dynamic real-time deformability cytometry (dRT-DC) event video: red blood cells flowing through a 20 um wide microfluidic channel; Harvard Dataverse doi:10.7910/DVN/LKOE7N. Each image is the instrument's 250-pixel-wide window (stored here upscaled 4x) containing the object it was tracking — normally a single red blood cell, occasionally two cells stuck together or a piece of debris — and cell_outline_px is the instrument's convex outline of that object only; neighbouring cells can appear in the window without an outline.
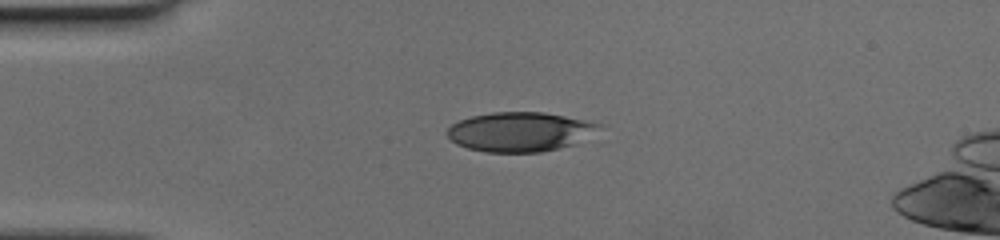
{"species": "human", "species_latin": "Homo sapiens", "temperature_condition": "cold", "stored_images_in_passage": 13, "camera_frame_rate_fps": 3000, "um_per_image_px": 0.085, "donor": {"sex": "female"}, "frame": {"image": 1, "passage_image": 1, "time_ms": 0.0, "image_size_px": [1000, 240], "cell_outline_px": [[604, 124], [576, 144], [560, 148], [540, 152], [484, 152], [468, 148], [456, 144], [448, 136], [448, 128], [452, 124], [460, 120], [472, 116], [492, 112], [544, 112]], "centroid_in_image_um": [44.18, 11.2], "position_along_channel_um": 40.8, "area_um2": 34.62}}
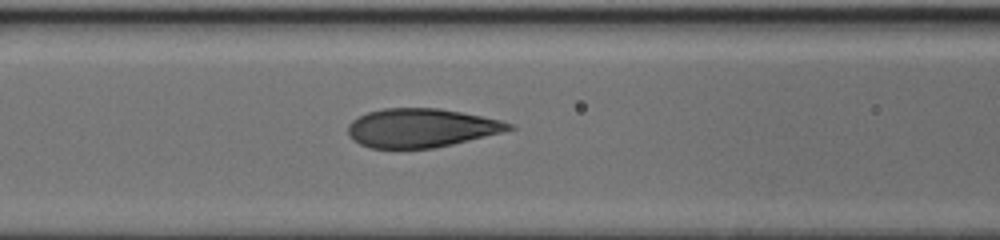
{"frame": {"image": 2, "passage_image": 10, "time_ms": 3.0, "image_size_px": [1000, 240], "cell_outline_px": [[516, 128], [452, 144], [432, 148], [368, 148], [352, 140], [348, 136], [348, 124], [352, 120], [368, 112], [384, 108], [436, 108], [460, 112], [500, 120], [512, 124]], "centroid_in_image_um": [35.73, 10.87], "position_along_channel_um": 130.9, "area_um2": 36.01}}
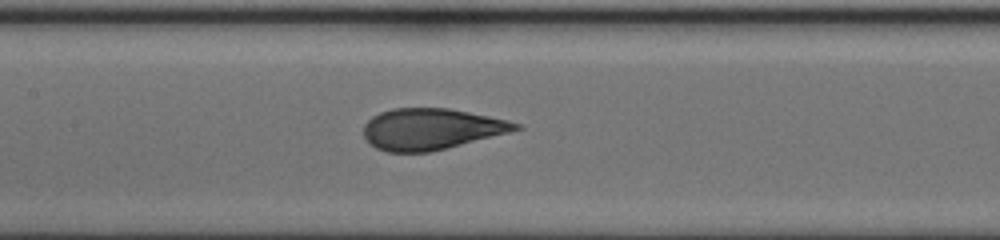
{"frame": {"image": 3, "passage_image": 13, "time_ms": 4.0, "image_size_px": [1000, 240], "cell_outline_px": [[524, 128], [428, 152], [388, 152], [376, 148], [364, 136], [364, 124], [372, 116], [380, 112], [392, 108], [448, 108], [508, 120], [520, 124]], "centroid_in_image_um": [36.61, 10.95], "position_along_channel_um": 170.8, "area_um2": 35.95}}